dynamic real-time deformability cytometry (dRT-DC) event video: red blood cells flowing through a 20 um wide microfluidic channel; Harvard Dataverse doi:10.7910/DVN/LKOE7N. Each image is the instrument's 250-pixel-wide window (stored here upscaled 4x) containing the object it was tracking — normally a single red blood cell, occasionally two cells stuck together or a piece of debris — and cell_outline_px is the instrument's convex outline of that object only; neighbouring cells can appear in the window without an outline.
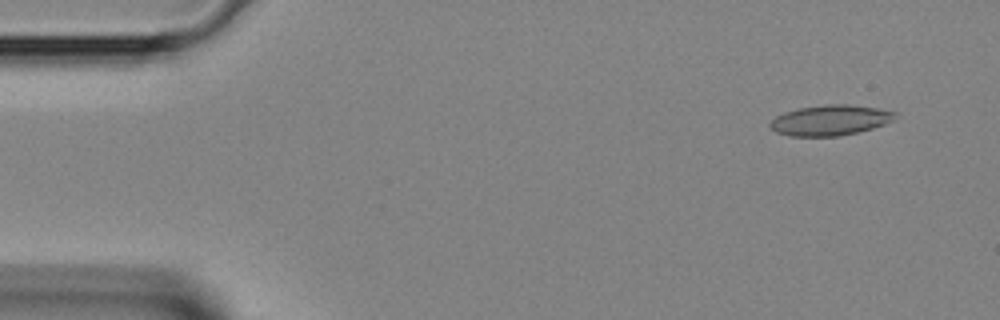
{"species": "Egyptian fruit bat (a non-hibernating species)", "species_latin": "Rousettus aegyptiacus", "temperature_condition": "room temperature", "stored_images_in_passage": 39, "camera_frame_rate_fps": 3000, "um_per_image_px": 0.085, "animal": {"sex": "female"}, "frame": {"image": 1, "passage_image": 3, "time_ms": 0.667, "image_size_px": [1000, 320], "cell_outline_px": [[896, 112], [892, 120], [884, 124], [872, 128], [856, 132], [836, 136], [788, 136], [776, 132], [768, 124], [776, 116], [784, 112], [796, 108], [824, 104], [848, 104], [880, 108]], "centroid_in_image_um": [70.53, 10.2], "position_along_channel_um": 14.5, "area_um2": 22.14}}
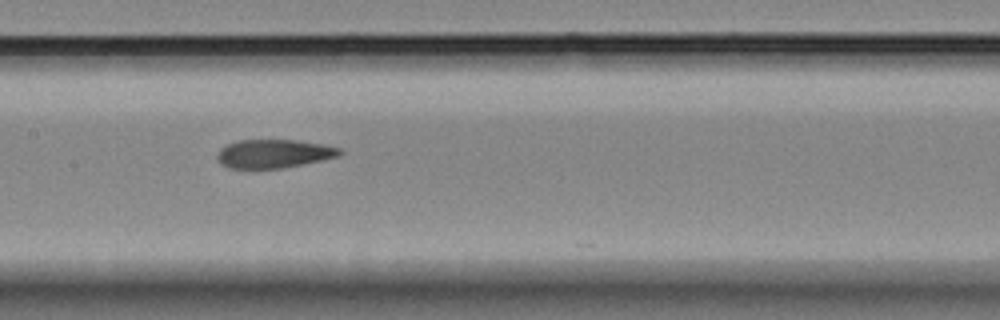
{"frame": {"image": 2, "passage_image": 19, "time_ms": 6.0, "image_size_px": [1000, 320], "cell_outline_px": [[344, 152], [340, 156], [324, 160], [284, 168], [228, 168], [220, 164], [216, 160], [216, 156], [220, 148], [236, 140], [296, 140], [324, 144], [340, 148]], "centroid_in_image_um": [23.28, 13.06], "position_along_channel_um": 184.1, "area_um2": 20.69}}
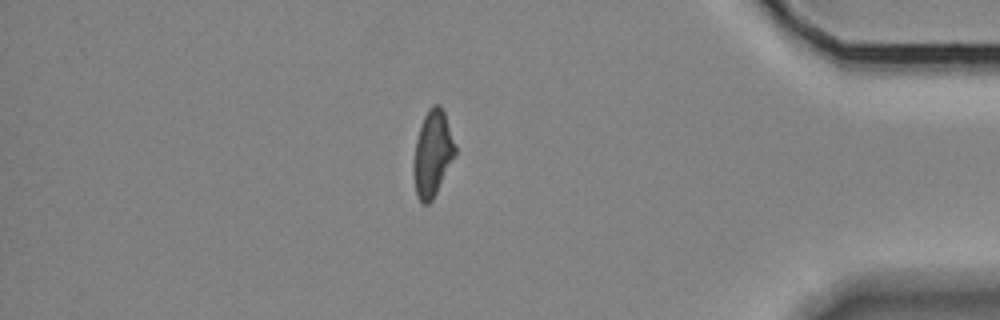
{"frame": {"image": 3, "passage_image": 34, "time_ms": 11.0, "image_size_px": [1000, 320], "cell_outline_px": [[456, 156], [432, 200], [428, 204], [424, 204], [416, 196], [412, 176], [412, 164], [416, 140], [420, 124], [428, 108], [432, 104], [440, 104], [444, 112], [456, 148]], "centroid_in_image_um": [36.74, 13.06], "position_along_channel_um": 398.5, "area_um2": 21.15}}